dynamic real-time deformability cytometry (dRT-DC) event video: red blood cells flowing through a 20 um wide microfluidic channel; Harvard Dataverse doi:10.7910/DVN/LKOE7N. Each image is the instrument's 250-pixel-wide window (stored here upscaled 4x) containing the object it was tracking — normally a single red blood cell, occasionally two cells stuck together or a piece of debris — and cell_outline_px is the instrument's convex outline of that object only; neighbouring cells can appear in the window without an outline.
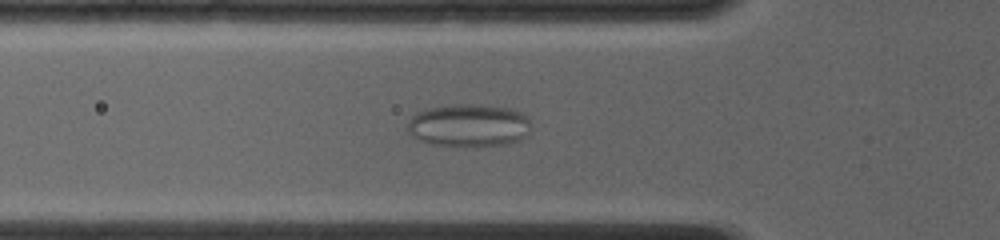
{"species": "common noctule bat (a hibernating species)", "species_latin": "Nyctalus noctula", "temperature_condition": "room temperature", "stored_images_in_passage": 55, "camera_frame_rate_fps": 4000, "um_per_image_px": 0.085, "animal": {"sex": "female", "body_mass_g": 19.0, "forearm_length_mm": 56.7}, "frame": {"image": 1, "passage_image": 14, "time_ms": 3.25, "image_size_px": [1000, 240], "cell_outline_px": [[528, 136], [520, 140], [508, 144], [464, 148], [432, 144], [420, 140], [412, 136], [408, 132], [408, 124], [412, 116], [416, 112], [428, 108], [456, 104], [480, 104], [512, 108], [524, 112], [528, 116]], "centroid_in_image_um": [39.88, 10.67], "position_along_channel_um": 85.9, "area_um2": 31.5}}
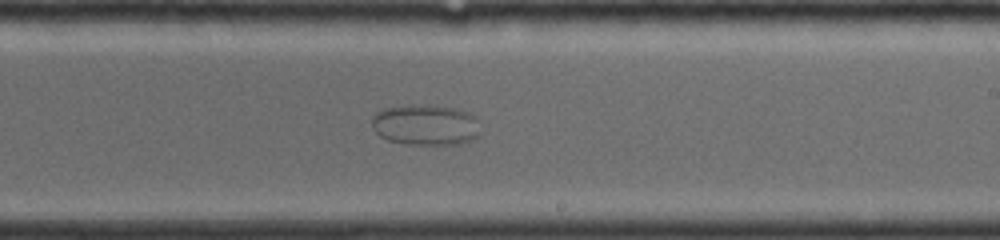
{"frame": {"image": 2, "passage_image": 31, "time_ms": 7.5, "image_size_px": [1000, 240], "cell_outline_px": [[480, 136], [472, 140], [460, 144], [404, 144], [388, 140], [380, 136], [372, 128], [372, 116], [376, 112], [384, 108], [456, 108], [468, 112], [476, 116], [480, 132]], "centroid_in_image_um": [36.21, 10.68], "position_along_channel_um": 252.8, "area_um2": 25.03}}
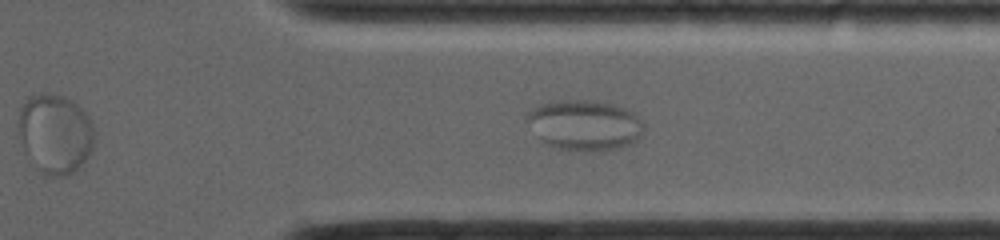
{"frame": {"image": 3, "passage_image": 42, "time_ms": 10.25, "image_size_px": [1000, 240], "cell_outline_px": [[644, 128], [640, 136], [636, 140], [620, 148], [568, 152], [544, 140], [540, 136], [524, 116], [528, 112], [540, 104], [552, 100], [588, 100], [612, 104], [628, 108], [644, 124]], "centroid_in_image_um": [49.72, 10.61], "position_along_channel_um": 361.7, "area_um2": 33.81}}